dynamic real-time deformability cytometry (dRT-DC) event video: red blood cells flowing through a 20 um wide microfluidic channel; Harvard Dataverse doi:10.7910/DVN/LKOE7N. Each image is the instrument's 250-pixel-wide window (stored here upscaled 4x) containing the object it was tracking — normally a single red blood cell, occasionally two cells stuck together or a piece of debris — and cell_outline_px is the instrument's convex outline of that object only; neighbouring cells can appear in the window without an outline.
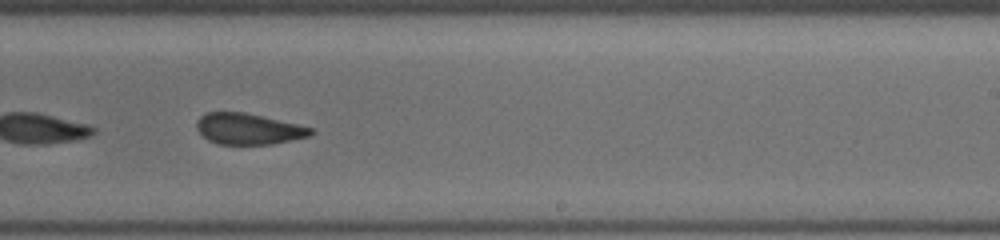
{"species": "common noctule bat (a hibernating species)", "species_latin": "Nyctalus noctula", "temperature_condition": "cold", "stored_images_in_passage": 27, "camera_frame_rate_fps": 3000, "um_per_image_px": 0.085, "animal": {"sex": "female", "body_mass_g": 19.5, "forearm_length_mm": 54.1}, "frame": {"image": 1, "passage_image": 20, "time_ms": 6.333, "image_size_px": [1000, 240], "cell_outline_px": [[316, 132], [308, 136], [292, 140], [272, 144], [216, 144], [200, 136], [196, 128], [196, 120], [200, 116], [208, 112], [244, 112], [296, 124], [312, 128]], "centroid_in_image_um": [21.05, 10.96], "position_along_channel_um": 267.9, "area_um2": 20.69}}
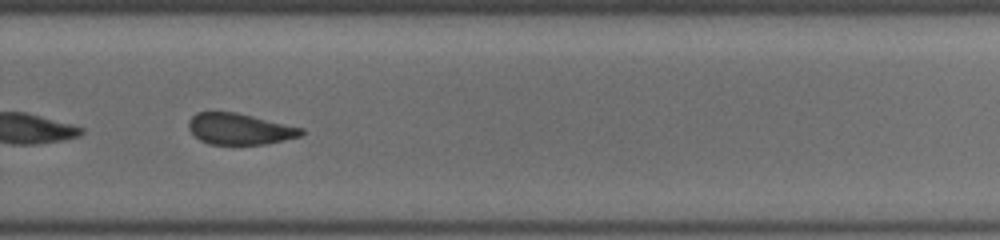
{"frame": {"image": 2, "passage_image": 23, "time_ms": 7.333, "image_size_px": [1000, 240], "cell_outline_px": [[304, 136], [264, 144], [208, 144], [200, 140], [188, 128], [188, 120], [196, 112], [236, 112], [304, 128]], "centroid_in_image_um": [20.39, 10.96], "position_along_channel_um": 309.4, "area_um2": 20.52}}